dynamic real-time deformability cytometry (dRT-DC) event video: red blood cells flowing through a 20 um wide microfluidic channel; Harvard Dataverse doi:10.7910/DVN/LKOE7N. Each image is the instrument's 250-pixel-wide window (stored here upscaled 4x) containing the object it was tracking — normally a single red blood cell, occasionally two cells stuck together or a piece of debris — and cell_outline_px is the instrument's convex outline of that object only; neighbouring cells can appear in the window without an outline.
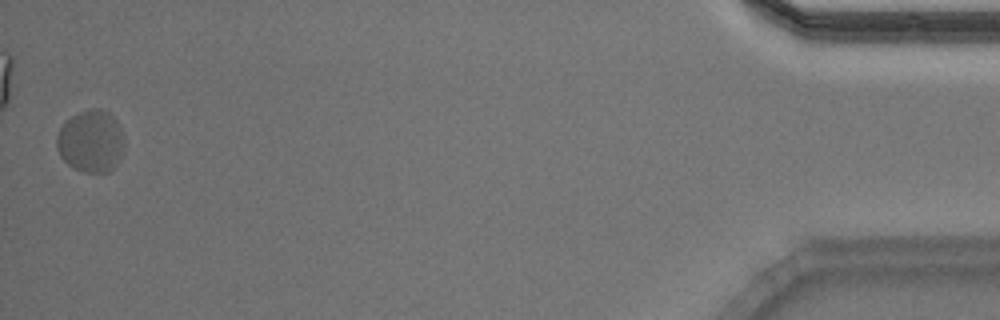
{"species": "Egyptian fruit bat (a non-hibernating species)", "species_latin": "Rousettus aegyptiacus", "temperature_condition": "warm", "stored_images_in_passage": 53, "camera_frame_rate_fps": 3000, "um_per_image_px": 0.085, "animal": {"sex": "male"}, "frame": {"image": 1, "passage_image": 53, "time_ms": 17.333, "image_size_px": [1000, 320], "cell_outline_px": [[124, 144], [120, 156], [116, 164], [108, 172], [84, 172], [68, 164], [60, 156], [56, 148], [56, 136], [64, 120], [80, 112], [92, 108], [100, 108], [108, 112], [116, 120], [124, 136]], "centroid_in_image_um": [7.7, 11.98], "position_along_channel_um": 427.5, "area_um2": 24.51}, "authors_computed_cell_mechanics": {"area_um2": 22.4842, "velocity_mm_per_s": 3.7657, "shape_relaxation_time_tau1_ms": 2.0311, "shape_relaxation_time_tau2_ms": null, "deformation_change_tau1": 0.1603, "deformation_change_tau2": null}}